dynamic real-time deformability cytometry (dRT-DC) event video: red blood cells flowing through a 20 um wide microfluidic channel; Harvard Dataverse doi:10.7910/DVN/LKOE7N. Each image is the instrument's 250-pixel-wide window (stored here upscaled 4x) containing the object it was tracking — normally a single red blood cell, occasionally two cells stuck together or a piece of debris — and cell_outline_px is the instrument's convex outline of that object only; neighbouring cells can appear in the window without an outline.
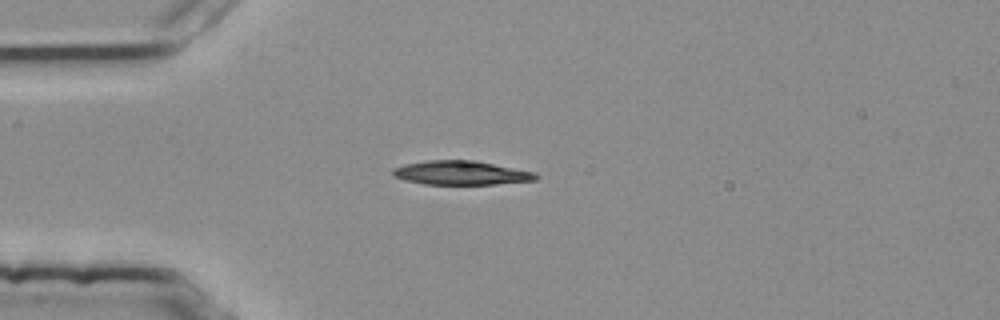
{"species": "common noctule bat (a hibernating species)", "species_latin": "Nyctalus noctula", "temperature_condition": "room temperature", "stored_images_in_passage": 3, "camera_frame_rate_fps": 3000, "um_per_image_px": 0.085, "animal": {"sex": "female", "body_mass_g": 25.1}, "frame": {"image": 1, "passage_image": 3, "time_ms": 0.667, "image_size_px": [1000, 320], "cell_outline_px": [[540, 176], [536, 180], [496, 184], [424, 184], [404, 180], [392, 176], [392, 168], [408, 164], [428, 160], [472, 160], [536, 172]], "centroid_in_image_um": [39.2, 14.7], "position_along_channel_um": 45.8, "area_um2": 19.94}}